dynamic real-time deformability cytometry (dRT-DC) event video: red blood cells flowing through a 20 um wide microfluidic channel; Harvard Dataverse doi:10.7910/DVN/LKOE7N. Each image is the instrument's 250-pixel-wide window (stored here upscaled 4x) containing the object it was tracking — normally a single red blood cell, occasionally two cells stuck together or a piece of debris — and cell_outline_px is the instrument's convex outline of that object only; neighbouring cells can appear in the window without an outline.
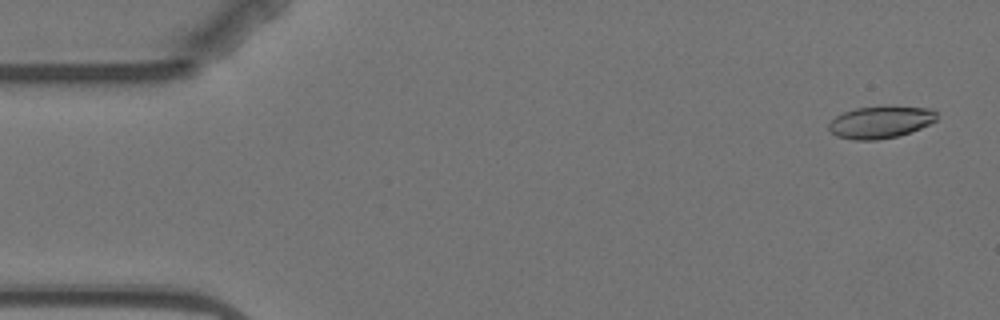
{"species": "Egyptian fruit bat (a non-hibernating species)", "species_latin": "Rousettus aegyptiacus", "temperature_condition": "warm", "stored_images_in_passage": 4, "camera_frame_rate_fps": 3000, "um_per_image_px": 0.085, "animal": {"sex": "female"}, "frame": {"image": 1, "passage_image": 1, "time_ms": 0.0, "image_size_px": [1000, 320], "cell_outline_px": [[936, 120], [920, 128], [896, 136], [876, 140], [852, 140], [836, 136], [828, 128], [828, 124], [836, 116], [844, 112], [856, 108], [932, 108], [936, 112]], "centroid_in_image_um": [74.79, 10.41], "position_along_channel_um": 10.2, "area_um2": 19.48}}